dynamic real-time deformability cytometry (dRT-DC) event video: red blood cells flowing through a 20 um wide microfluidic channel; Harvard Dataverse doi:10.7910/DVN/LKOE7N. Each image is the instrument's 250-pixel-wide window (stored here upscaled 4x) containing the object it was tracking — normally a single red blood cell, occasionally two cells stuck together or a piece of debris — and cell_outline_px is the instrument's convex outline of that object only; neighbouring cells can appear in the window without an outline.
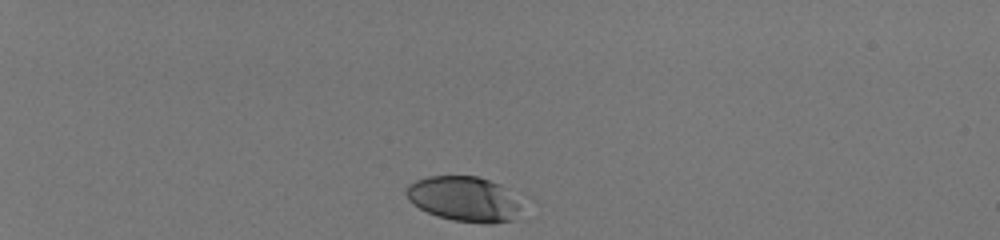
{"species": "human", "species_latin": "Homo sapiens", "temperature_condition": "room temperature", "stored_images_in_passage": 40, "camera_frame_rate_fps": 3000, "um_per_image_px": 0.085, "donor": {"sex": "male"}, "frame": {"image": 1, "passage_image": 1, "time_ms": 0.0, "image_size_px": [1000, 240], "cell_outline_px": [[520, 208], [512, 220], [492, 224], [488, 224], [452, 220], [428, 212], [420, 208], [408, 200], [408, 184], [416, 180], [428, 176], [476, 176], [500, 184], [504, 188]], "centroid_in_image_um": [39.39, 16.91], "position_along_channel_um": 45.6, "area_um2": 29.48}}
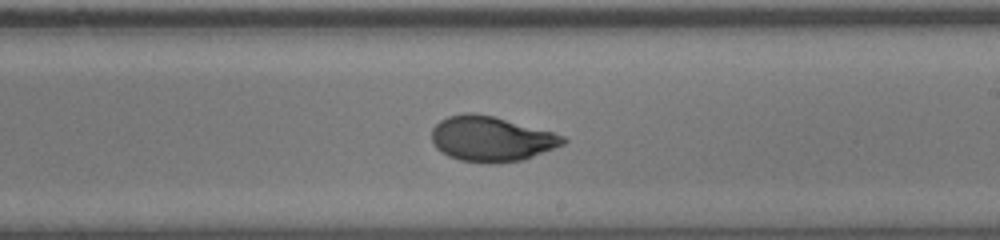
{"frame": {"image": 2, "passage_image": 23, "time_ms": 7.333, "image_size_px": [1000, 240], "cell_outline_px": [[568, 140], [564, 144], [524, 160], [492, 164], [460, 160], [448, 156], [436, 148], [432, 140], [432, 128], [440, 120], [448, 116], [464, 112], [472, 112], [492, 116], [552, 132], [564, 136]], "centroid_in_image_um": [41.74, 11.81], "position_along_channel_um": 247.3, "area_um2": 34.51}}
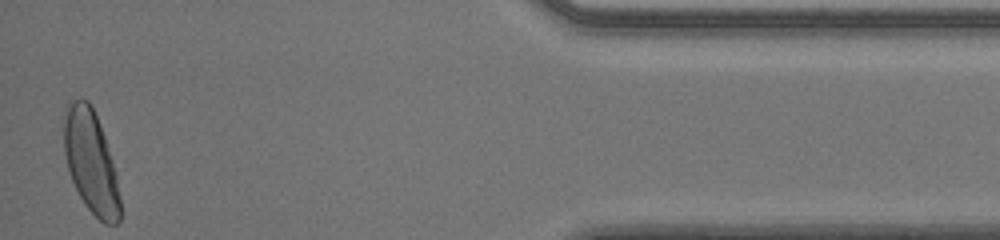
{"frame": {"image": 3, "passage_image": 40, "time_ms": 13.0, "image_size_px": [1000, 240], "cell_outline_px": [[120, 220], [116, 224], [104, 224], [84, 204], [72, 180], [68, 168], [64, 152], [64, 120], [68, 108], [72, 100], [80, 96], [88, 100], [92, 104], [100, 124], [112, 160], [116, 176], [120, 196]], "centroid_in_image_um": [7.73, 13.74], "position_along_channel_um": 427.5, "area_um2": 33.35}, "authors_computed_cell_mechanics": {"area_um2": 33.3506, "velocity_mm_per_s": 3.9994, "shape_relaxation_time_tau1_ms": 4.6183, "shape_relaxation_time_tau2_ms": null, "deformation_change_tau1": 0.199, "deformation_change_tau2": null}}